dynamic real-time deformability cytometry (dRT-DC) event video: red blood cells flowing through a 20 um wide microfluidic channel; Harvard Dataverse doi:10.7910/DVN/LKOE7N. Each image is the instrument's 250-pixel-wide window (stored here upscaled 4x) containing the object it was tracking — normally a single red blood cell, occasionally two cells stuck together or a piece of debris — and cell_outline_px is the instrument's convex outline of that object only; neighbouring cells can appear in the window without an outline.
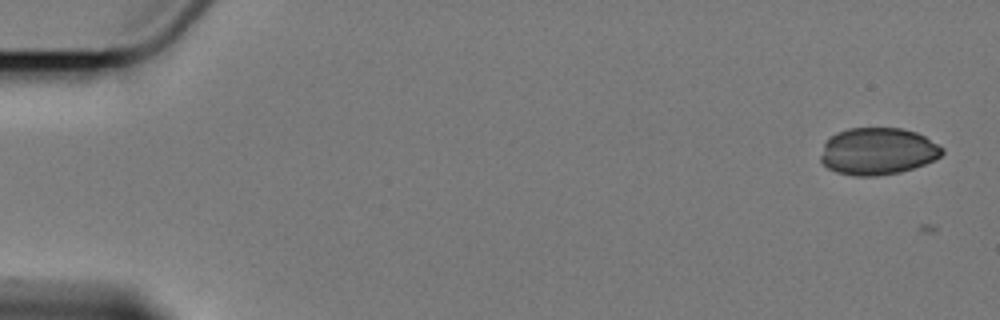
{"species": "Egyptian fruit bat (a non-hibernating species)", "species_latin": "Rousettus aegyptiacus", "temperature_condition": "cold", "stored_images_in_passage": 6, "camera_frame_rate_fps": 3000, "um_per_image_px": 0.085, "animal": {"sex": "female"}, "frame": {"image": 1, "passage_image": 1, "time_ms": 0.0, "image_size_px": [1000, 320], "cell_outline_px": [[944, 152], [940, 156], [924, 164], [900, 172], [876, 176], [852, 176], [836, 172], [828, 168], [820, 160], [820, 156], [824, 144], [836, 132], [848, 128], [900, 128], [916, 132], [924, 136], [944, 148]], "centroid_in_image_um": [74.59, 12.86], "position_along_channel_um": 10.4, "area_um2": 33.23}}